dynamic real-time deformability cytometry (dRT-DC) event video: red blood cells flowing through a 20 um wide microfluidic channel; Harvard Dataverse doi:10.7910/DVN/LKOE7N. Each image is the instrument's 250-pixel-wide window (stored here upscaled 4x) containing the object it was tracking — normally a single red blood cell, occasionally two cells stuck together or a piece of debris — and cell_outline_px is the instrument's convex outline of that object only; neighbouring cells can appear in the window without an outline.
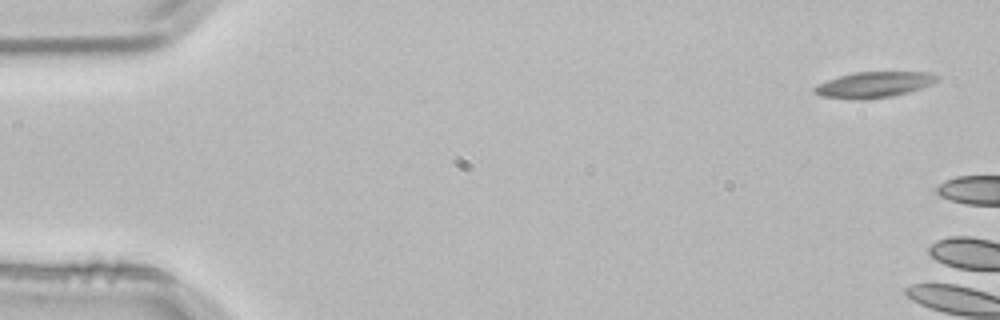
{"species": "common noctule bat (a hibernating species)", "species_latin": "Nyctalus noctula", "temperature_condition": "room temperature", "stored_images_in_passage": 2, "camera_frame_rate_fps": 3000, "um_per_image_px": 0.085, "animal": {"sex": "male", "body_mass_g": 21.5, "forearm_length_mm": 52.0}, "frame": {"image": 1, "passage_image": 1, "time_ms": 0.0, "image_size_px": [1000, 320], "cell_outline_px": [[940, 80], [932, 84], [908, 92], [892, 96], [868, 100], [860, 100], [820, 96], [812, 92], [812, 88], [828, 80], [840, 76], [856, 72], [928, 72], [940, 76]], "centroid_in_image_um": [74.31, 7.21], "position_along_channel_um": 10.7, "area_um2": 18.5}}